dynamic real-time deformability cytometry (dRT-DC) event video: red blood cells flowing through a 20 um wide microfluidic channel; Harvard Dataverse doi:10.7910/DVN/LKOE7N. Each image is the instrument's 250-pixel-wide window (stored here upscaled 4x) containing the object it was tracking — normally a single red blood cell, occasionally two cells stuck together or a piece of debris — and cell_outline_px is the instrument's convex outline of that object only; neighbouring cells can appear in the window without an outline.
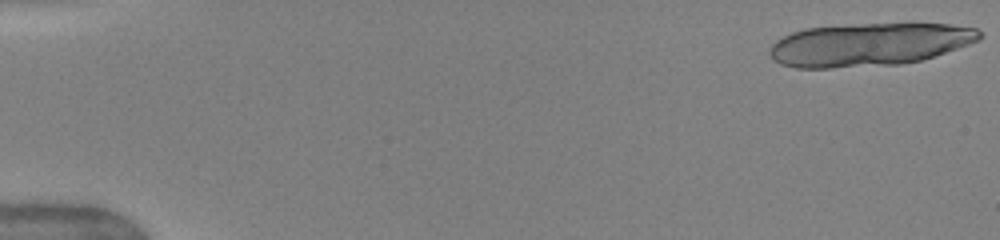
{"species": "human", "species_latin": "Homo sapiens", "temperature_condition": "warm", "stored_images_in_passage": 20, "camera_frame_rate_fps": 3000, "um_per_image_px": 0.085, "donor": {"sex": "female"}, "frame": {"image": 1, "passage_image": 1, "time_ms": 0.0, "image_size_px": [1000, 240], "cell_outline_px": [[984, 36], [980, 40], [920, 60], [900, 64], [832, 68], [796, 68], [780, 64], [772, 60], [768, 52], [772, 44], [776, 40], [792, 32], [804, 28], [864, 24], [948, 24], [976, 28]], "centroid_in_image_um": [73.82, 3.79], "position_along_channel_um": 11.2, "area_um2": 52.37}}